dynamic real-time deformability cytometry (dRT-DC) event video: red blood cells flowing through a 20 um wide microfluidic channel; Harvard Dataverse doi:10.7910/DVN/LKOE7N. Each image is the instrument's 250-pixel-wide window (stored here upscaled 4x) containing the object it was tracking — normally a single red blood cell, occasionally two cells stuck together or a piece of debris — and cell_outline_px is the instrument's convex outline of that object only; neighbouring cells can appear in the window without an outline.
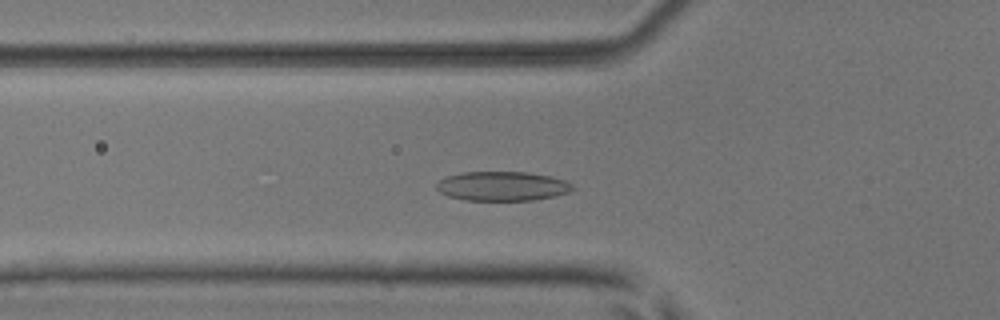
{"species": "common noctule bat (a hibernating species)", "species_latin": "Nyctalus noctula", "temperature_condition": "room temperature", "stored_images_in_passage": 48, "camera_frame_rate_fps": 3000, "um_per_image_px": 0.085, "animal": {"sex": "male", "body_mass_g": 17.9, "forearm_length_mm": 54.2}, "frame": {"image": 1, "passage_image": 14, "time_ms": 4.333, "image_size_px": [1000, 320], "cell_outline_px": [[576, 188], [568, 192], [556, 196], [532, 200], [464, 200], [448, 196], [440, 192], [436, 188], [436, 184], [440, 180], [448, 176], [464, 172], [524, 172], [548, 176], [564, 180], [572, 184]], "centroid_in_image_um": [42.69, 15.83], "position_along_channel_um": 83.1, "area_um2": 23.12}}
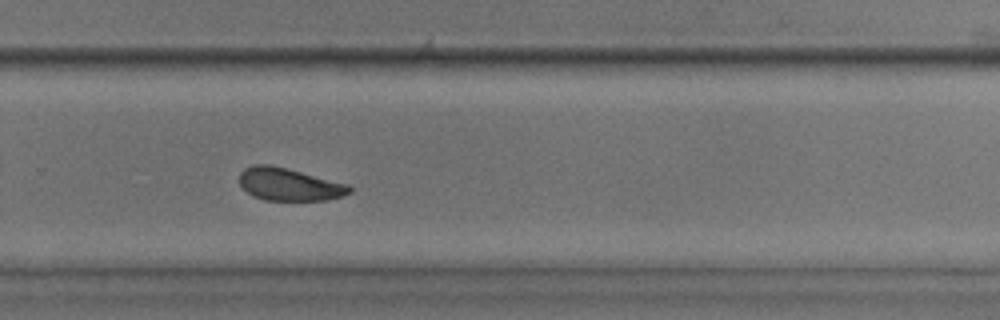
{"frame": {"image": 2, "passage_image": 31, "time_ms": 10.0, "image_size_px": [1000, 320], "cell_outline_px": [[352, 192], [328, 200], [264, 200], [252, 196], [240, 184], [240, 172], [244, 168], [252, 164], [268, 164], [288, 168], [348, 184], [352, 188]], "centroid_in_image_um": [24.57, 15.66], "position_along_channel_um": 305.2, "area_um2": 20.98}}
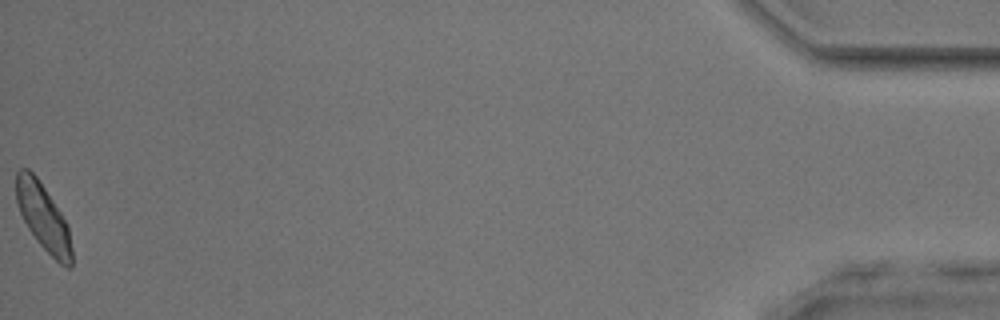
{"frame": {"image": 3, "passage_image": 48, "time_ms": 15.667, "image_size_px": [1000, 320], "cell_outline_px": [[72, 268], [68, 268], [60, 264], [40, 244], [28, 228], [20, 212], [16, 200], [16, 172], [20, 168], [28, 168], [36, 176], [68, 224], [72, 248]], "centroid_in_image_um": [3.69, 18.47], "position_along_channel_um": 431.5, "area_um2": 21.33}, "authors_computed_cell_mechanics": {"area_um2": 21.7328, "velocity_mm_per_s": 3.9338, "shape_relaxation_time_tau1_ms": 2.7898, "shape_relaxation_time_tau2_ms": 3.2817, "deformation_change_tau1": 0.0953, "deformation_change_tau2": 0.0961}}